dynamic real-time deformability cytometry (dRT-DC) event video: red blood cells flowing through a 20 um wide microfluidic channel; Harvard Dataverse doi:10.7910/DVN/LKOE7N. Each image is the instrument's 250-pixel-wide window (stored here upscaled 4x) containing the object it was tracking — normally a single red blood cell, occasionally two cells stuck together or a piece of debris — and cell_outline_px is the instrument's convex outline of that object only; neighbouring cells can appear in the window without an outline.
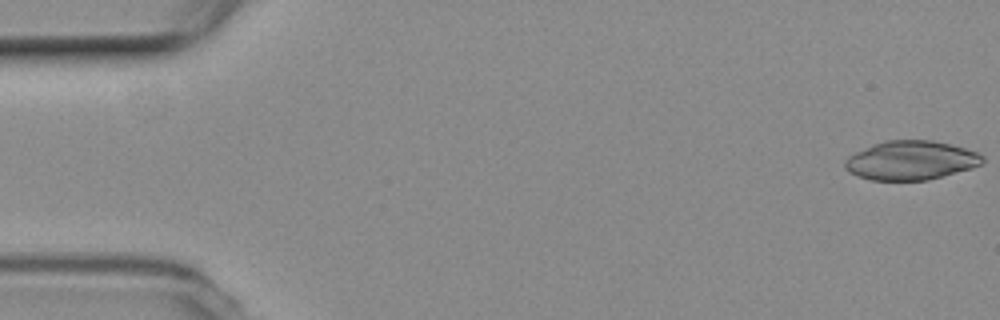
{"species": "common noctule bat (a hibernating species)", "species_latin": "Nyctalus noctula", "temperature_condition": "room temperature", "stored_images_in_passage": 55, "camera_frame_rate_fps": 3000, "um_per_image_px": 0.085, "animal": {"sex": "female", "body_mass_g": 19.3, "forearm_length_mm": 54.1}, "frame": {"image": 1, "passage_image": 1, "time_ms": 0.0, "image_size_px": [1000, 320], "cell_outline_px": [[984, 160], [980, 164], [972, 168], [928, 180], [872, 180], [856, 176], [848, 172], [844, 168], [844, 160], [848, 156], [872, 144], [888, 140], [932, 140], [952, 144], [976, 152], [984, 156]], "centroid_in_image_um": [77.4, 13.63], "position_along_channel_um": 7.6, "area_um2": 31.39}}